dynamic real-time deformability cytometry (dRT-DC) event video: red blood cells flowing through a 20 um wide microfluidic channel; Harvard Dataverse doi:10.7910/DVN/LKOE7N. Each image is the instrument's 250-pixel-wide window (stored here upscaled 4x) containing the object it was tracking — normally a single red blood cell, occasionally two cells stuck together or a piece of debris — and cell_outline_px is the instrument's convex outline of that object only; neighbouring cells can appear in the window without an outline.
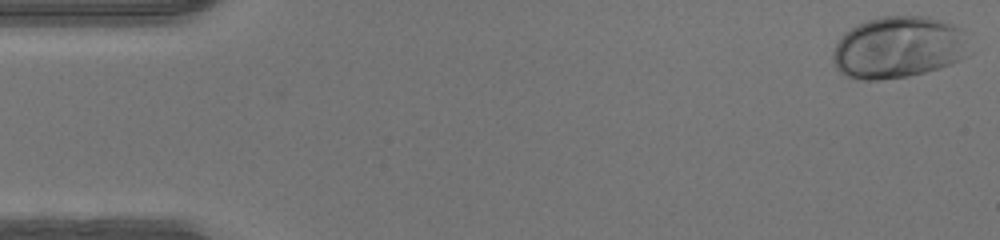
{"species": "human", "species_latin": "Homo sapiens", "temperature_condition": "warm", "stored_images_in_passage": 47, "camera_frame_rate_fps": 3000, "um_per_image_px": 0.085, "donor": {"sex": "male"}, "frame": {"image": 1, "passage_image": 1, "time_ms": 0.0, "image_size_px": [1000, 240], "cell_outline_px": [[964, 56], [960, 60], [952, 64], [924, 72], [908, 76], [880, 80], [864, 80], [848, 76], [840, 72], [836, 68], [832, 60], [832, 52], [840, 36], [844, 32], [856, 24], [880, 16], [928, 16], [952, 24], [960, 28], [964, 52]], "centroid_in_image_um": [76.25, 4.03], "position_along_channel_um": 8.7, "area_um2": 48.67}}
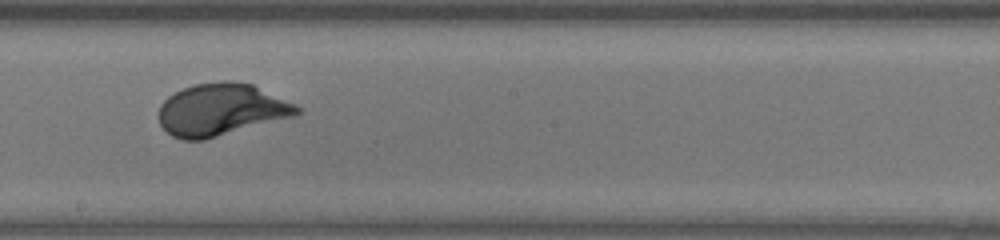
{"frame": {"image": 2, "passage_image": 26, "time_ms": 8.333, "image_size_px": [1000, 240], "cell_outline_px": [[300, 112], [296, 116], [204, 140], [184, 140], [172, 136], [160, 124], [160, 104], [168, 96], [184, 88], [196, 84], [224, 80], [228, 80], [252, 84], [296, 104], [300, 108]], "centroid_in_image_um": [18.82, 9.32], "position_along_channel_um": 229.4, "area_um2": 41.91}}
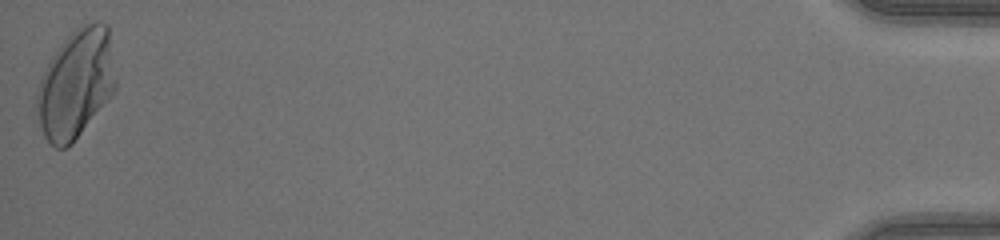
{"frame": {"image": 3, "passage_image": 47, "time_ms": 15.333, "image_size_px": [1000, 240], "cell_outline_px": [[116, 88], [72, 144], [68, 148], [56, 148], [44, 136], [40, 124], [36, 104], [36, 92], [40, 80], [52, 56], [60, 44], [76, 28], [84, 24], [96, 20], [100, 20], [108, 24], [116, 80]], "centroid_in_image_um": [6.46, 7.1], "position_along_channel_um": 428.7, "area_um2": 49.59}}